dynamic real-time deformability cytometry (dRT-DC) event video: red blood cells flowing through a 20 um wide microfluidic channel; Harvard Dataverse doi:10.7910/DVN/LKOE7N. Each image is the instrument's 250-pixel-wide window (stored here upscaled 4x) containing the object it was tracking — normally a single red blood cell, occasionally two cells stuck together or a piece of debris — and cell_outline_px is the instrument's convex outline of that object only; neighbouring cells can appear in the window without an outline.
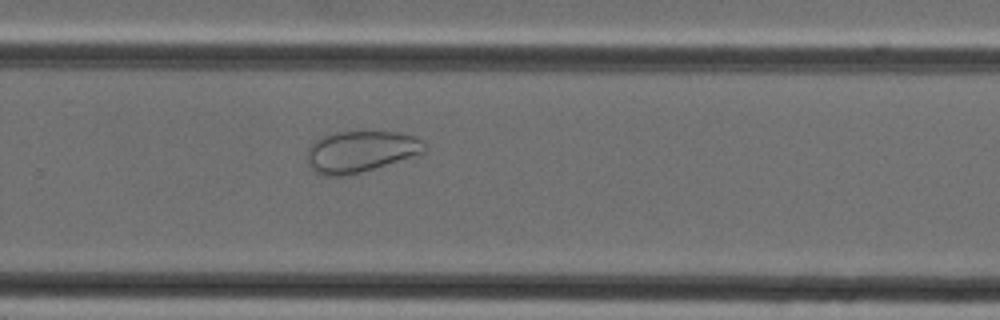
{"species": "Egyptian fruit bat (a non-hibernating species)", "species_latin": "Rousettus aegyptiacus", "temperature_condition": "cold", "stored_images_in_passage": 32, "camera_frame_rate_fps": 3000, "um_per_image_px": 0.085, "animal": {"sex": "female"}, "frame": {"image": 1, "passage_image": 19, "time_ms": 6.0, "image_size_px": [1000, 320], "cell_outline_px": [[428, 148], [420, 156], [348, 176], [320, 176], [308, 164], [308, 148], [320, 136], [340, 132], [396, 132], [416, 136]], "centroid_in_image_um": [30.7, 12.91], "position_along_channel_um": 299.1, "area_um2": 28.73}}
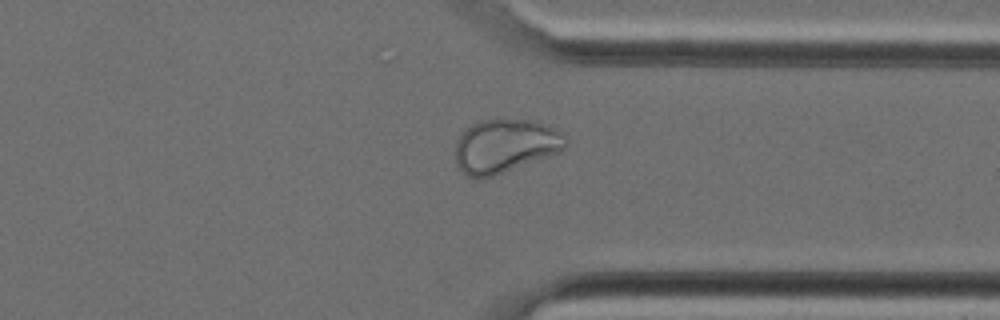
{"frame": {"image": 2, "passage_image": 23, "time_ms": 7.333, "image_size_px": [1000, 320], "cell_outline_px": [[568, 144], [560, 152], [492, 176], [480, 180], [468, 176], [456, 164], [456, 144], [460, 136], [472, 124], [480, 120], [528, 120], [552, 128], [560, 132], [568, 140]], "centroid_in_image_um": [42.92, 12.43], "position_along_channel_um": 368.5, "area_um2": 33.87}}
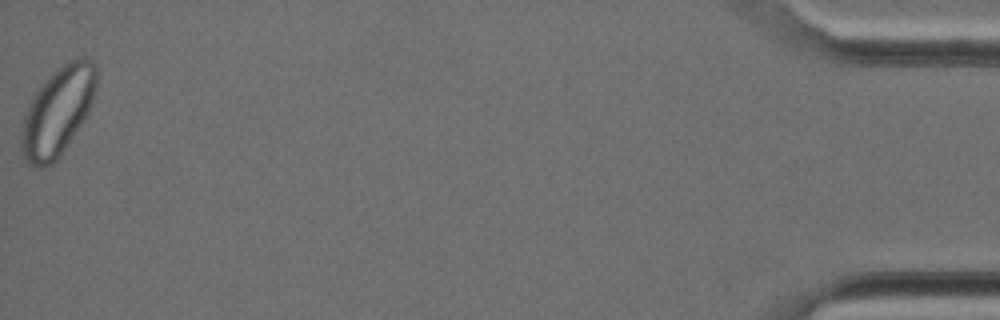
{"frame": {"image": 3, "passage_image": 32, "time_ms": 10.333, "image_size_px": [1000, 320], "cell_outline_px": [[96, 88], [92, 100], [80, 124], [60, 156], [52, 164], [44, 168], [40, 168], [28, 164], [20, 148], [20, 136], [24, 116], [28, 104], [32, 96], [44, 80], [56, 68], [68, 60], [76, 56], [84, 56], [92, 60], [96, 64]], "centroid_in_image_um": [4.87, 9.43], "position_along_channel_um": 430.3, "area_um2": 38.73}}